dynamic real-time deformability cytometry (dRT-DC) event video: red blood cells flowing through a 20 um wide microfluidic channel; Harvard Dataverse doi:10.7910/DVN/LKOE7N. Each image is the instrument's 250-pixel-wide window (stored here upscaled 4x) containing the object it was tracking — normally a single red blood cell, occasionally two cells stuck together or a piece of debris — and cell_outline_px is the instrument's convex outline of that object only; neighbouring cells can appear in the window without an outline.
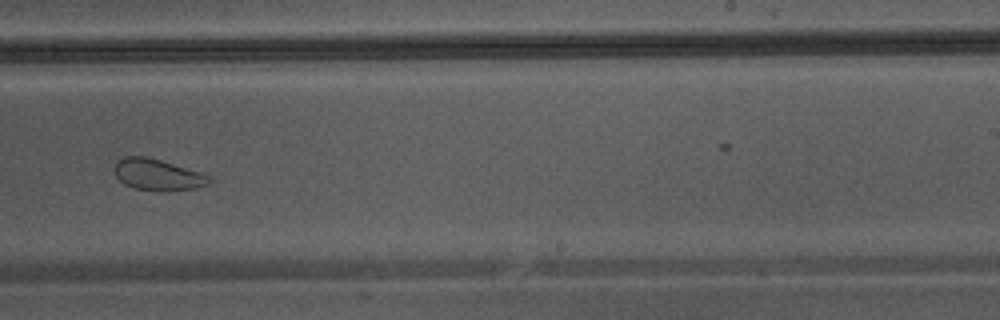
{"species": "Egyptian fruit bat (a non-hibernating species)", "species_latin": "Rousettus aegyptiacus", "temperature_condition": "warm", "stored_images_in_passage": 34, "camera_frame_rate_fps": 3000, "um_per_image_px": 0.085, "animal": {"sex": "male"}, "frame": {"image": 1, "passage_image": 23, "time_ms": 7.333, "image_size_px": [1000, 320], "cell_outline_px": [[212, 180], [196, 188], [168, 192], [160, 192], [136, 188], [124, 184], [116, 176], [116, 164], [124, 156], [144, 156], [160, 160], [200, 172], [212, 176]], "centroid_in_image_um": [13.43, 14.87], "position_along_channel_um": 275.6, "area_um2": 17.17}}